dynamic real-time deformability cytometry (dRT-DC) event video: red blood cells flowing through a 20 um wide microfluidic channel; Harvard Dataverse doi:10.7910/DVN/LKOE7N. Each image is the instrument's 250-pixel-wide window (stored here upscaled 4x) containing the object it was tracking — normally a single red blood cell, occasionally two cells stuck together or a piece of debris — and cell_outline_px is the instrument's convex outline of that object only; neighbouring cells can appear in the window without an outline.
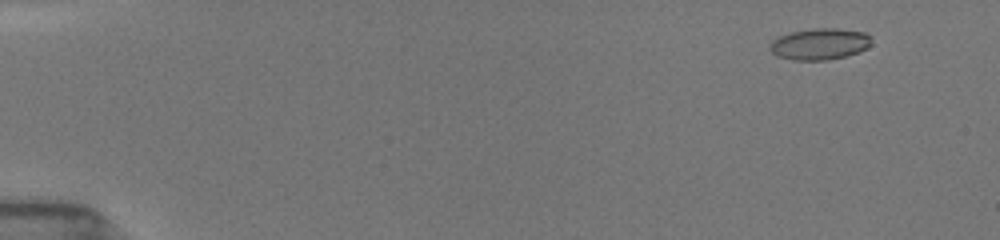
{"species": "common noctule bat (a hibernating species)", "species_latin": "Nyctalus noctula", "temperature_condition": "room temperature", "stored_images_in_passage": 53, "camera_frame_rate_fps": 3000, "um_per_image_px": 0.085, "animal": {"sex": "female", "body_mass_g": 19.5, "forearm_length_mm": 54.1}, "frame": {"image": 1, "passage_image": 5, "time_ms": 1.333, "image_size_px": [1000, 240], "cell_outline_px": [[872, 44], [856, 52], [844, 56], [828, 60], [792, 60], [776, 56], [768, 48], [768, 44], [772, 40], [780, 36], [792, 32], [812, 28], [836, 28], [864, 32], [872, 36]], "centroid_in_image_um": [69.65, 3.73], "position_along_channel_um": 15.4, "area_um2": 18.67}}
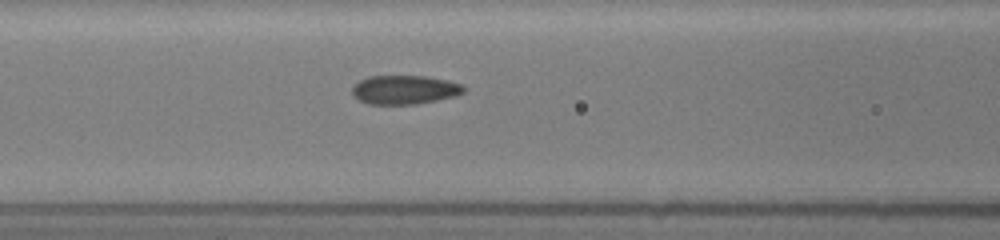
{"frame": {"image": 2, "passage_image": 24, "time_ms": 7.667, "image_size_px": [1000, 240], "cell_outline_px": [[468, 88], [464, 92], [456, 96], [416, 104], [368, 104], [352, 96], [352, 88], [360, 80], [368, 76], [424, 76], [448, 80], [464, 84]], "centroid_in_image_um": [34.43, 7.62], "position_along_channel_um": 132.2, "area_um2": 18.96}}
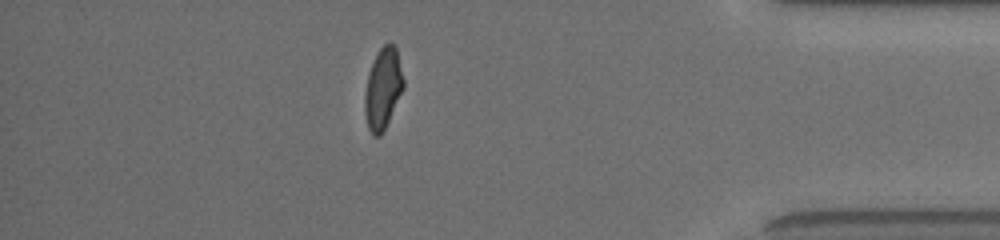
{"frame": {"image": 3, "passage_image": 47, "time_ms": 15.333, "image_size_px": [1000, 240], "cell_outline_px": [[404, 88], [380, 136], [372, 136], [368, 128], [364, 112], [364, 96], [368, 72], [380, 48], [384, 44], [392, 44], [396, 48], [404, 80]], "centroid_in_image_um": [32.53, 7.54], "position_along_channel_um": 402.7, "area_um2": 18.03}, "authors_computed_cell_mechanics": {"area_um2": 18.6694, "velocity_mm_per_s": 3.9509, "shape_relaxation_time_tau1_ms": 6.9207, "shape_relaxation_time_tau2_ms": 0.8465, "deformation_change_tau1": 0.1861, "deformation_change_tau2": 0.0715}}